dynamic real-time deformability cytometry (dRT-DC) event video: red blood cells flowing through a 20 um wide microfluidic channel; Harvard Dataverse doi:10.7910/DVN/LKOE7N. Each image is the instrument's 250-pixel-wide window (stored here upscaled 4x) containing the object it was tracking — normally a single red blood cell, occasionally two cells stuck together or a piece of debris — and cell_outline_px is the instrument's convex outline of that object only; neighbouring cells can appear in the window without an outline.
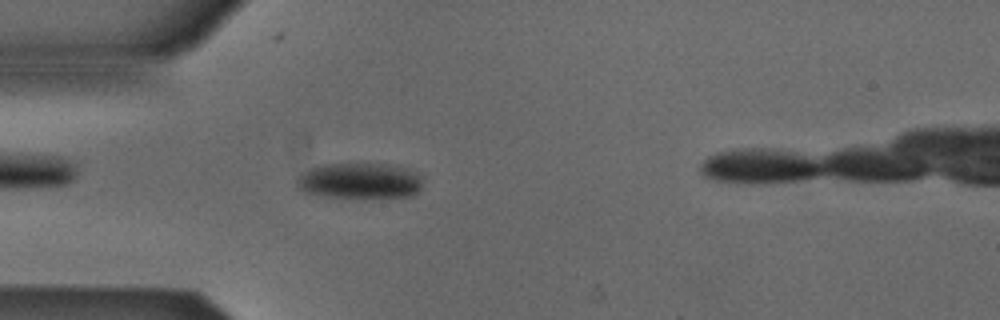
{"species": "Egyptian fruit bat (a non-hibernating species)", "species_latin": "Rousettus aegyptiacus", "temperature_condition": "cold", "stored_images_in_passage": 40, "camera_frame_rate_fps": 3000, "um_per_image_px": 0.085, "animal": {"sex": "male"}, "frame": {"image": 1, "passage_image": 7, "time_ms": 2.0, "image_size_px": [1000, 320], "cell_outline_px": [[424, 180], [420, 188], [412, 196], [352, 200], [320, 196], [304, 192], [296, 184], [296, 176], [300, 172], [324, 164], [384, 164], [408, 168], [424, 176]], "centroid_in_image_um": [30.58, 15.41], "position_along_channel_um": 54.4, "area_um2": 27.4}}
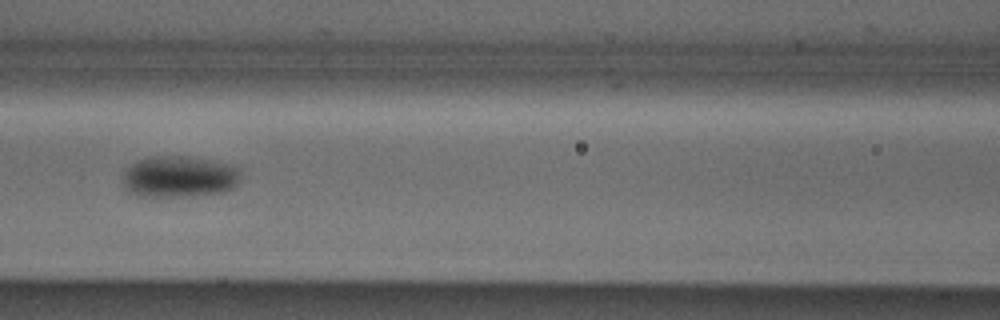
{"frame": {"image": 2, "passage_image": 15, "time_ms": 4.667, "image_size_px": [1000, 320], "cell_outline_px": [[240, 180], [232, 188], [224, 192], [188, 196], [136, 196], [128, 192], [124, 188], [124, 172], [136, 160], [148, 156], [188, 156], [232, 164], [240, 168]], "centroid_in_image_um": [15.24, 15.01], "position_along_channel_um": 151.4, "area_um2": 28.78}}
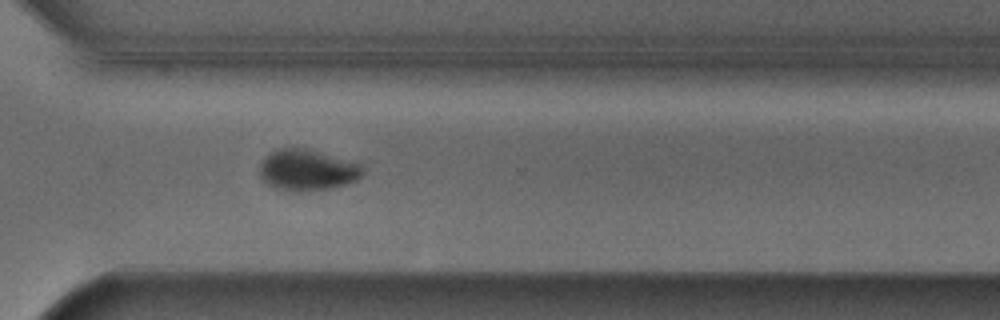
{"frame": {"image": 3, "passage_image": 30, "time_ms": 9.667, "image_size_px": [1000, 320], "cell_outline_px": [[364, 172], [356, 180], [348, 184], [332, 188], [296, 192], [276, 188], [268, 184], [260, 176], [260, 164], [272, 152], [280, 148], [304, 148], [360, 164]], "centroid_in_image_um": [26.12, 14.48], "position_along_channel_um": 344.5, "area_um2": 24.22}, "authors_computed_cell_mechanics": {"area_um2": 26.4435, "velocity_mm_per_s": 3.875, "shape_relaxation_time_tau1_ms": 2.5313, "shape_relaxation_time_tau2_ms": null, "deformation_change_tau1": 0.1071, "deformation_change_tau2": null}}